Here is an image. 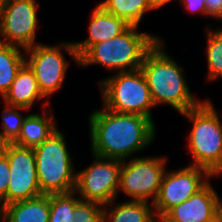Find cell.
Wrapping results in <instances>:
<instances>
[{
    "label": "cell",
    "mask_w": 222,
    "mask_h": 222,
    "mask_svg": "<svg viewBox=\"0 0 222 222\" xmlns=\"http://www.w3.org/2000/svg\"><path fill=\"white\" fill-rule=\"evenodd\" d=\"M206 32L207 80L211 82L222 78V30L220 28L216 30L208 28Z\"/></svg>",
    "instance_id": "44dd1931"
},
{
    "label": "cell",
    "mask_w": 222,
    "mask_h": 222,
    "mask_svg": "<svg viewBox=\"0 0 222 222\" xmlns=\"http://www.w3.org/2000/svg\"><path fill=\"white\" fill-rule=\"evenodd\" d=\"M219 222H222V199L220 198Z\"/></svg>",
    "instance_id": "f546056e"
},
{
    "label": "cell",
    "mask_w": 222,
    "mask_h": 222,
    "mask_svg": "<svg viewBox=\"0 0 222 222\" xmlns=\"http://www.w3.org/2000/svg\"><path fill=\"white\" fill-rule=\"evenodd\" d=\"M6 1L7 0H0V17H1V14L3 13V11L5 9Z\"/></svg>",
    "instance_id": "f1b7e54d"
},
{
    "label": "cell",
    "mask_w": 222,
    "mask_h": 222,
    "mask_svg": "<svg viewBox=\"0 0 222 222\" xmlns=\"http://www.w3.org/2000/svg\"><path fill=\"white\" fill-rule=\"evenodd\" d=\"M48 99L43 105L44 114H28L25 116L18 138L13 142L23 147H35L47 140L58 129ZM48 109V111H47Z\"/></svg>",
    "instance_id": "e0dca14e"
},
{
    "label": "cell",
    "mask_w": 222,
    "mask_h": 222,
    "mask_svg": "<svg viewBox=\"0 0 222 222\" xmlns=\"http://www.w3.org/2000/svg\"><path fill=\"white\" fill-rule=\"evenodd\" d=\"M91 153L127 160L155 140L153 119L139 114L116 113L102 106L89 115Z\"/></svg>",
    "instance_id": "6da1fadb"
},
{
    "label": "cell",
    "mask_w": 222,
    "mask_h": 222,
    "mask_svg": "<svg viewBox=\"0 0 222 222\" xmlns=\"http://www.w3.org/2000/svg\"><path fill=\"white\" fill-rule=\"evenodd\" d=\"M5 106L7 108H5L2 112L0 145L5 143H13L18 138L21 131V126L25 119V116L23 117L19 111L28 110L22 107Z\"/></svg>",
    "instance_id": "603a6c76"
},
{
    "label": "cell",
    "mask_w": 222,
    "mask_h": 222,
    "mask_svg": "<svg viewBox=\"0 0 222 222\" xmlns=\"http://www.w3.org/2000/svg\"><path fill=\"white\" fill-rule=\"evenodd\" d=\"M0 150L7 156L10 167L8 189L6 196L0 201V209L12 202L43 195L38 184L33 148L5 143L0 145Z\"/></svg>",
    "instance_id": "30bf717a"
},
{
    "label": "cell",
    "mask_w": 222,
    "mask_h": 222,
    "mask_svg": "<svg viewBox=\"0 0 222 222\" xmlns=\"http://www.w3.org/2000/svg\"><path fill=\"white\" fill-rule=\"evenodd\" d=\"M75 191L70 193L50 194L49 222H72L77 204L81 201L76 198Z\"/></svg>",
    "instance_id": "7402d4cb"
},
{
    "label": "cell",
    "mask_w": 222,
    "mask_h": 222,
    "mask_svg": "<svg viewBox=\"0 0 222 222\" xmlns=\"http://www.w3.org/2000/svg\"><path fill=\"white\" fill-rule=\"evenodd\" d=\"M33 150L42 194L75 191L77 172L61 131L56 129L47 140L33 147Z\"/></svg>",
    "instance_id": "5b68a950"
},
{
    "label": "cell",
    "mask_w": 222,
    "mask_h": 222,
    "mask_svg": "<svg viewBox=\"0 0 222 222\" xmlns=\"http://www.w3.org/2000/svg\"><path fill=\"white\" fill-rule=\"evenodd\" d=\"M10 176L7 156L0 150V201L6 196Z\"/></svg>",
    "instance_id": "d4e9b609"
},
{
    "label": "cell",
    "mask_w": 222,
    "mask_h": 222,
    "mask_svg": "<svg viewBox=\"0 0 222 222\" xmlns=\"http://www.w3.org/2000/svg\"><path fill=\"white\" fill-rule=\"evenodd\" d=\"M98 84L106 109L153 119L151 108L155 104L141 69L114 73Z\"/></svg>",
    "instance_id": "8992f818"
},
{
    "label": "cell",
    "mask_w": 222,
    "mask_h": 222,
    "mask_svg": "<svg viewBox=\"0 0 222 222\" xmlns=\"http://www.w3.org/2000/svg\"><path fill=\"white\" fill-rule=\"evenodd\" d=\"M129 27L125 20L114 16L98 4L93 9L88 24L89 36L86 40L74 42L78 57L93 44L117 37Z\"/></svg>",
    "instance_id": "5bb4252c"
},
{
    "label": "cell",
    "mask_w": 222,
    "mask_h": 222,
    "mask_svg": "<svg viewBox=\"0 0 222 222\" xmlns=\"http://www.w3.org/2000/svg\"><path fill=\"white\" fill-rule=\"evenodd\" d=\"M64 50L79 65V57L74 42L63 41L53 46L37 43L25 49V54H27L25 55V62L33 70L40 91L45 97L51 96L63 86L69 67V62L64 57Z\"/></svg>",
    "instance_id": "52a82bcc"
},
{
    "label": "cell",
    "mask_w": 222,
    "mask_h": 222,
    "mask_svg": "<svg viewBox=\"0 0 222 222\" xmlns=\"http://www.w3.org/2000/svg\"><path fill=\"white\" fill-rule=\"evenodd\" d=\"M222 20V13L216 18V20Z\"/></svg>",
    "instance_id": "4dcf8cb0"
},
{
    "label": "cell",
    "mask_w": 222,
    "mask_h": 222,
    "mask_svg": "<svg viewBox=\"0 0 222 222\" xmlns=\"http://www.w3.org/2000/svg\"><path fill=\"white\" fill-rule=\"evenodd\" d=\"M220 196L208 182L188 200L173 207L161 222H219Z\"/></svg>",
    "instance_id": "4fadbf2b"
},
{
    "label": "cell",
    "mask_w": 222,
    "mask_h": 222,
    "mask_svg": "<svg viewBox=\"0 0 222 222\" xmlns=\"http://www.w3.org/2000/svg\"><path fill=\"white\" fill-rule=\"evenodd\" d=\"M45 98L40 91L33 70L25 62L19 69L2 101L8 106L22 107L30 110L36 101Z\"/></svg>",
    "instance_id": "9a60e30c"
},
{
    "label": "cell",
    "mask_w": 222,
    "mask_h": 222,
    "mask_svg": "<svg viewBox=\"0 0 222 222\" xmlns=\"http://www.w3.org/2000/svg\"><path fill=\"white\" fill-rule=\"evenodd\" d=\"M103 205L97 202L81 200L74 212L72 222H103Z\"/></svg>",
    "instance_id": "cb8c5ba5"
},
{
    "label": "cell",
    "mask_w": 222,
    "mask_h": 222,
    "mask_svg": "<svg viewBox=\"0 0 222 222\" xmlns=\"http://www.w3.org/2000/svg\"><path fill=\"white\" fill-rule=\"evenodd\" d=\"M99 5L130 26H139L144 14L152 10L146 0H105Z\"/></svg>",
    "instance_id": "ffe728a7"
},
{
    "label": "cell",
    "mask_w": 222,
    "mask_h": 222,
    "mask_svg": "<svg viewBox=\"0 0 222 222\" xmlns=\"http://www.w3.org/2000/svg\"><path fill=\"white\" fill-rule=\"evenodd\" d=\"M137 29L130 26L117 37L93 44L79 57V66L102 65L115 73L140 69L146 53L160 38Z\"/></svg>",
    "instance_id": "3957f363"
},
{
    "label": "cell",
    "mask_w": 222,
    "mask_h": 222,
    "mask_svg": "<svg viewBox=\"0 0 222 222\" xmlns=\"http://www.w3.org/2000/svg\"><path fill=\"white\" fill-rule=\"evenodd\" d=\"M49 215L50 194L12 202L0 209V221L3 222H49Z\"/></svg>",
    "instance_id": "2e32d148"
},
{
    "label": "cell",
    "mask_w": 222,
    "mask_h": 222,
    "mask_svg": "<svg viewBox=\"0 0 222 222\" xmlns=\"http://www.w3.org/2000/svg\"><path fill=\"white\" fill-rule=\"evenodd\" d=\"M92 156V164L77 171L75 193L83 201L110 206L118 195L122 160Z\"/></svg>",
    "instance_id": "9c48e42d"
},
{
    "label": "cell",
    "mask_w": 222,
    "mask_h": 222,
    "mask_svg": "<svg viewBox=\"0 0 222 222\" xmlns=\"http://www.w3.org/2000/svg\"><path fill=\"white\" fill-rule=\"evenodd\" d=\"M38 5L37 0H7L0 17V42L23 49L36 45Z\"/></svg>",
    "instance_id": "7c38bea8"
},
{
    "label": "cell",
    "mask_w": 222,
    "mask_h": 222,
    "mask_svg": "<svg viewBox=\"0 0 222 222\" xmlns=\"http://www.w3.org/2000/svg\"><path fill=\"white\" fill-rule=\"evenodd\" d=\"M213 105L204 99L181 115L192 123L187 137L193 159L190 165L204 168L215 177L222 174V122Z\"/></svg>",
    "instance_id": "277c9868"
},
{
    "label": "cell",
    "mask_w": 222,
    "mask_h": 222,
    "mask_svg": "<svg viewBox=\"0 0 222 222\" xmlns=\"http://www.w3.org/2000/svg\"><path fill=\"white\" fill-rule=\"evenodd\" d=\"M149 7L152 10L161 8L162 6H165L167 3L171 2V1H175V0H146Z\"/></svg>",
    "instance_id": "83f0119b"
},
{
    "label": "cell",
    "mask_w": 222,
    "mask_h": 222,
    "mask_svg": "<svg viewBox=\"0 0 222 222\" xmlns=\"http://www.w3.org/2000/svg\"><path fill=\"white\" fill-rule=\"evenodd\" d=\"M211 177L213 176L206 169L191 165L177 171H165L158 196L153 202L158 220L160 221L173 207L196 194Z\"/></svg>",
    "instance_id": "8fae6325"
},
{
    "label": "cell",
    "mask_w": 222,
    "mask_h": 222,
    "mask_svg": "<svg viewBox=\"0 0 222 222\" xmlns=\"http://www.w3.org/2000/svg\"><path fill=\"white\" fill-rule=\"evenodd\" d=\"M164 43L159 39L146 53L140 67L155 106L168 104L183 114L198 106L203 100L192 95L182 67L164 50Z\"/></svg>",
    "instance_id": "7a4b0ae2"
},
{
    "label": "cell",
    "mask_w": 222,
    "mask_h": 222,
    "mask_svg": "<svg viewBox=\"0 0 222 222\" xmlns=\"http://www.w3.org/2000/svg\"><path fill=\"white\" fill-rule=\"evenodd\" d=\"M24 54L25 49L0 42V95L2 98L10 89L19 69L25 63Z\"/></svg>",
    "instance_id": "d6986e66"
},
{
    "label": "cell",
    "mask_w": 222,
    "mask_h": 222,
    "mask_svg": "<svg viewBox=\"0 0 222 222\" xmlns=\"http://www.w3.org/2000/svg\"><path fill=\"white\" fill-rule=\"evenodd\" d=\"M165 157H134L122 161L119 192L131 197L129 201L153 203L158 196L166 171ZM151 199V202L149 201Z\"/></svg>",
    "instance_id": "ba28073f"
},
{
    "label": "cell",
    "mask_w": 222,
    "mask_h": 222,
    "mask_svg": "<svg viewBox=\"0 0 222 222\" xmlns=\"http://www.w3.org/2000/svg\"><path fill=\"white\" fill-rule=\"evenodd\" d=\"M113 207H103V222H159L153 203L144 201L114 202Z\"/></svg>",
    "instance_id": "ac0fdd59"
},
{
    "label": "cell",
    "mask_w": 222,
    "mask_h": 222,
    "mask_svg": "<svg viewBox=\"0 0 222 222\" xmlns=\"http://www.w3.org/2000/svg\"><path fill=\"white\" fill-rule=\"evenodd\" d=\"M206 16L217 18L222 13V0H205Z\"/></svg>",
    "instance_id": "4316f807"
},
{
    "label": "cell",
    "mask_w": 222,
    "mask_h": 222,
    "mask_svg": "<svg viewBox=\"0 0 222 222\" xmlns=\"http://www.w3.org/2000/svg\"><path fill=\"white\" fill-rule=\"evenodd\" d=\"M188 9L190 13L200 12L202 15L206 16V6L205 0H179Z\"/></svg>",
    "instance_id": "484cf974"
}]
</instances>
